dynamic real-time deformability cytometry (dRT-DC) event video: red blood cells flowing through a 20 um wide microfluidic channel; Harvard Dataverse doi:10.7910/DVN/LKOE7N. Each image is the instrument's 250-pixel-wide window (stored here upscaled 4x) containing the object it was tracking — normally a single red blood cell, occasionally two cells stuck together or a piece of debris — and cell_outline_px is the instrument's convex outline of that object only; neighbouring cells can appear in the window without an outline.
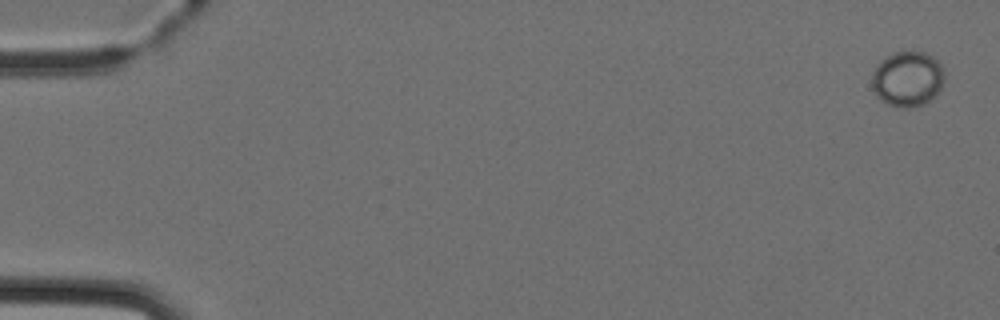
{"species": "Egyptian fruit bat (a non-hibernating species)", "species_latin": "Rousettus aegyptiacus", "temperature_condition": "cold", "stored_images_in_passage": 4, "camera_frame_rate_fps": 3000, "um_per_image_px": 0.085, "animal": {"sex": "female"}, "frame": {"image": 1, "passage_image": 1, "time_ms": 0.0, "image_size_px": [1000, 320], "cell_outline_px": [[944, 80], [940, 88], [924, 104], [912, 108], [900, 108], [888, 104], [876, 96], [872, 88], [872, 72], [880, 60], [892, 52], [924, 52], [932, 56], [940, 64], [944, 72]], "centroid_in_image_um": [77.1, 6.7], "position_along_channel_um": 7.9, "area_um2": 23.35}}
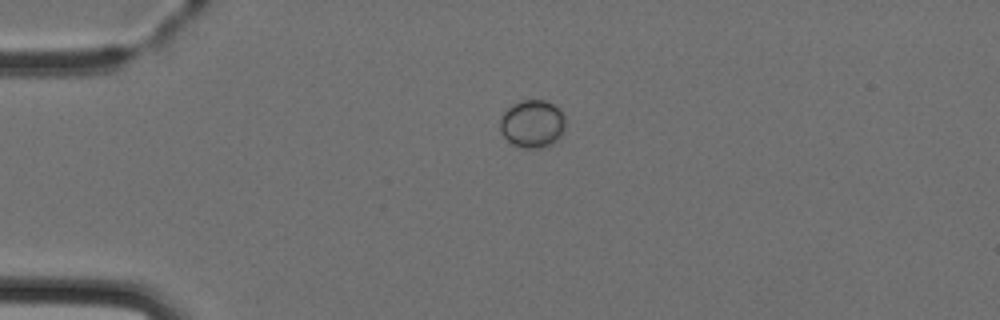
{"frame": {"image": 2, "passage_image": 4, "time_ms": 3.667, "image_size_px": [1000, 320], "cell_outline_px": [[564, 132], [552, 144], [540, 148], [520, 148], [512, 144], [500, 132], [500, 120], [504, 112], [512, 104], [520, 100], [544, 100], [552, 104], [564, 116]], "centroid_in_image_um": [45.22, 10.54], "position_along_channel_um": 39.8, "area_um2": 18.15}}